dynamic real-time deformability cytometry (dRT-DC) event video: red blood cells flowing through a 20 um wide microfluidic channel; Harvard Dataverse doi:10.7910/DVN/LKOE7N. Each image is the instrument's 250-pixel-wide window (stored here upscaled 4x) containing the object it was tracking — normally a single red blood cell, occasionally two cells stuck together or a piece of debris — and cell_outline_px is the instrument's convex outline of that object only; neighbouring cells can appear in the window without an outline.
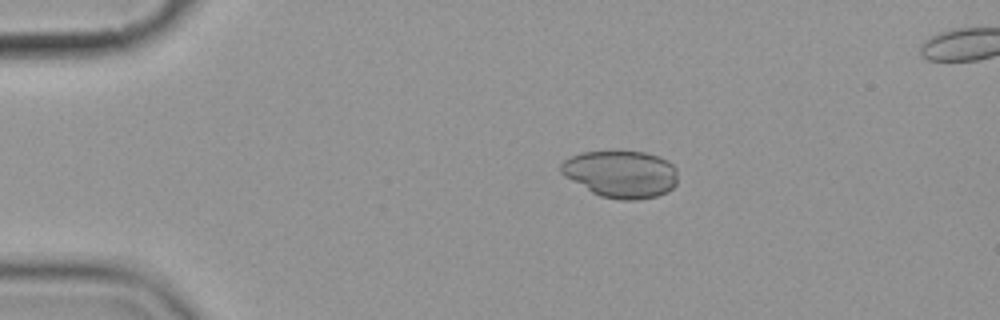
{"species": "common noctule bat (a hibernating species)", "species_latin": "Nyctalus noctula", "temperature_condition": "cold", "stored_images_in_passage": 4, "camera_frame_rate_fps": 3000, "um_per_image_px": 0.085, "animal": {"sex": "female", "body_mass_g": 19.9}, "frame": {"image": 1, "passage_image": 1, "time_ms": 0.0, "image_size_px": [1000, 320], "cell_outline_px": [[676, 184], [668, 192], [656, 196], [636, 200], [620, 200], [600, 196], [592, 192], [564, 176], [560, 172], [560, 164], [564, 160], [572, 156], [584, 152], [644, 152], [660, 156], [668, 160], [676, 168]], "centroid_in_image_um": [52.79, 14.8], "position_along_channel_um": 32.2, "area_um2": 32.02}}